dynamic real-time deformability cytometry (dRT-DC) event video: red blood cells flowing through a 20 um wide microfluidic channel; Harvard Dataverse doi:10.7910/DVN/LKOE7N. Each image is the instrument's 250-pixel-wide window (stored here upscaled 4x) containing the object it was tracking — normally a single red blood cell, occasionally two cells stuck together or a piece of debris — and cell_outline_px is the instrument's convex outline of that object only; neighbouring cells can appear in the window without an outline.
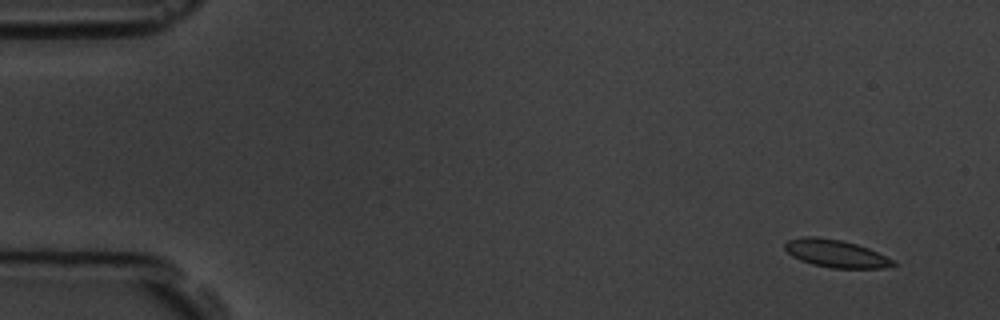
{"species": "common noctule bat (a hibernating species)", "species_latin": "Nyctalus noctula", "temperature_condition": "room temperature", "stored_images_in_passage": 6, "camera_frame_rate_fps": 3000, "um_per_image_px": 0.085, "animal": {"sex": "male", "body_mass_g": 19.5, "forearm_length_mm": 54.6}, "frame": {"image": 1, "passage_image": 1, "time_ms": 0.0, "image_size_px": [1000, 320], "cell_outline_px": [[896, 264], [884, 268], [832, 268], [812, 264], [800, 260], [792, 256], [784, 248], [784, 244], [788, 240], [804, 236], [816, 236], [840, 240], [856, 244], [868, 248], [896, 260]], "centroid_in_image_um": [71.05, 21.55], "position_along_channel_um": 14.0, "area_um2": 17.46}}
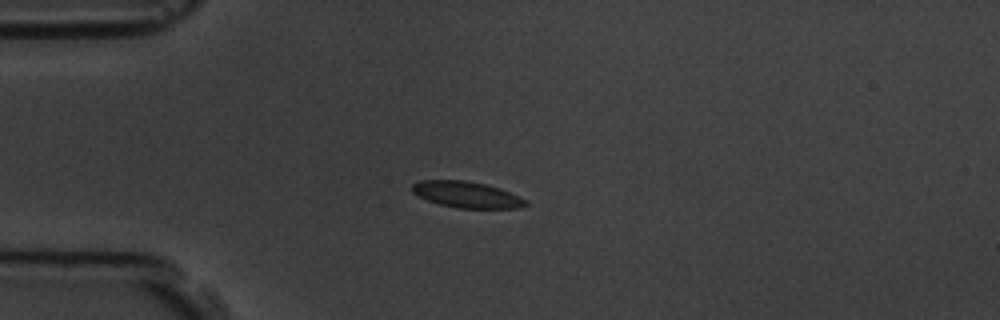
{"frame": {"image": 2, "passage_image": 4, "time_ms": 3.667, "image_size_px": [1000, 320], "cell_outline_px": [[528, 204], [520, 208], [456, 208], [440, 204], [428, 200], [412, 192], [412, 184], [420, 180], [464, 180], [484, 184], [500, 188], [528, 200]], "centroid_in_image_um": [39.69, 16.54], "position_along_channel_um": 45.3, "area_um2": 17.28}}
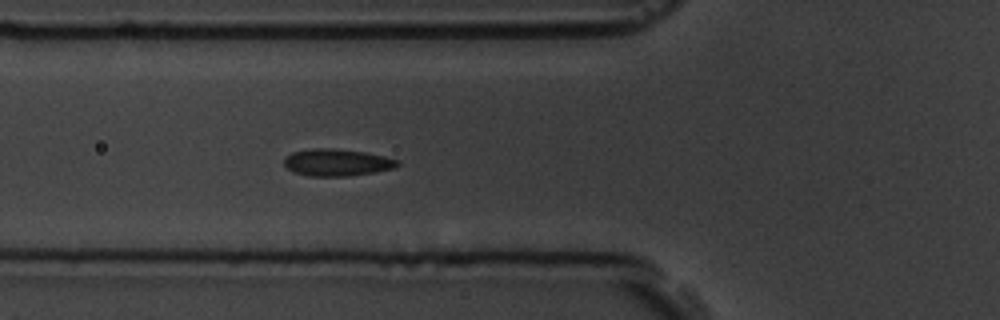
{"frame": {"image": 3, "passage_image": 6, "time_ms": 5.667, "image_size_px": [1000, 320], "cell_outline_px": [[400, 164], [392, 168], [376, 172], [348, 176], [308, 176], [292, 172], [284, 164], [284, 156], [292, 152], [312, 148], [328, 148], [364, 152], [384, 156], [400, 160]], "centroid_in_image_um": [28.61, 13.81], "position_along_channel_um": 97.2, "area_um2": 17.92}}